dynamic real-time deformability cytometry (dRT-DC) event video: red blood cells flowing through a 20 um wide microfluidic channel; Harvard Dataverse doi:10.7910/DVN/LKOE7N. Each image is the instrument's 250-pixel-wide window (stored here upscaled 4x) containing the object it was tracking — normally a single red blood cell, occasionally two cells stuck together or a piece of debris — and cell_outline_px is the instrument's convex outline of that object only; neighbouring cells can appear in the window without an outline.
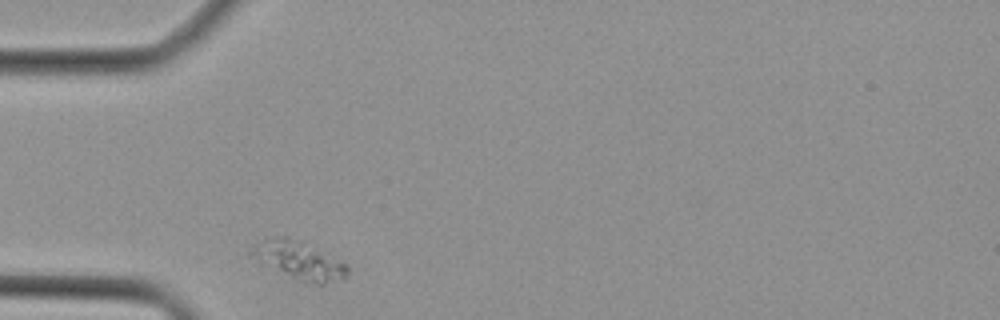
{"species": "Egyptian fruit bat (a non-hibernating species)", "species_latin": "Rousettus aegyptiacus", "temperature_condition": "cold", "stored_images_in_passage": 26, "camera_frame_rate_fps": 3000, "um_per_image_px": 0.085, "animal": {"sex": "female"}, "frame": {"image": 1, "passage_image": 1, "time_ms": 0.0, "image_size_px": [1000, 320], "cell_outline_px": [[348, 276], [344, 280], [324, 284], [316, 284], [296, 280], [260, 264], [248, 256], [248, 248], [256, 240], [264, 236], [288, 236], [304, 240], [344, 264], [348, 268]], "centroid_in_image_um": [25.28, 22.09], "position_along_channel_um": 59.7, "area_um2": 22.43}}
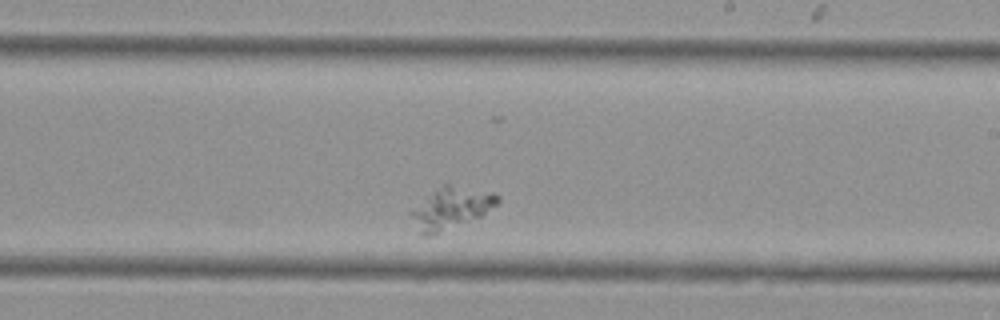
{"frame": {"image": 2, "passage_image": 15, "time_ms": 4.667, "image_size_px": [1000, 320], "cell_outline_px": [[500, 200], [496, 204], [480, 216], [432, 236], [420, 236], [408, 216], [408, 212], [424, 196], [444, 180], [496, 192], [500, 196]], "centroid_in_image_um": [38.27, 17.62], "position_along_channel_um": 250.7, "area_um2": 22.31}}
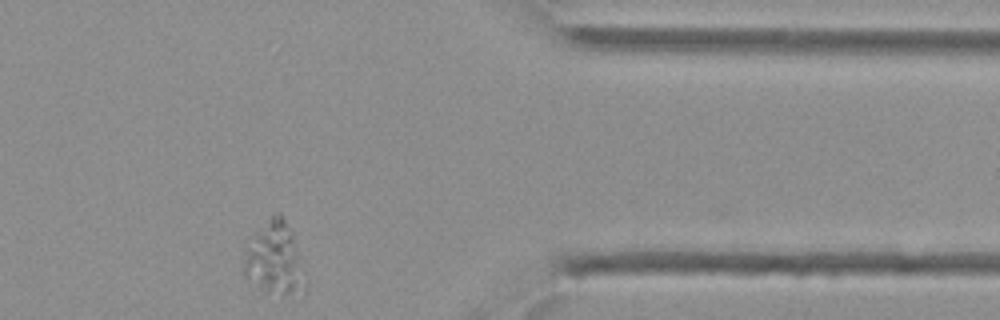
{"frame": {"image": 3, "passage_image": 26, "time_ms": 8.333, "image_size_px": [1000, 320], "cell_outline_px": [[308, 288], [304, 292], [280, 300], [244, 280], [244, 244], [276, 212], [280, 212], [292, 232], [308, 280]], "centroid_in_image_um": [23.36, 22.13], "position_along_channel_um": 388.0, "area_um2": 27.46}}